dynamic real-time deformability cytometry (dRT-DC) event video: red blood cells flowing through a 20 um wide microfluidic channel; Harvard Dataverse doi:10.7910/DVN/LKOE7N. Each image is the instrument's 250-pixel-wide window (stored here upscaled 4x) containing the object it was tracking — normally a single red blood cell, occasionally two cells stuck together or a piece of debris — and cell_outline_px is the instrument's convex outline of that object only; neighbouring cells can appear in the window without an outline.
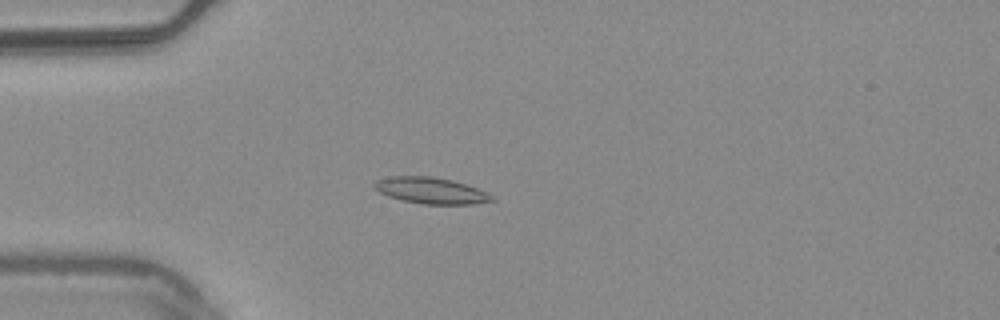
{"species": "common noctule bat (a hibernating species)", "species_latin": "Nyctalus noctula", "temperature_condition": "warm", "stored_images_in_passage": 55, "camera_frame_rate_fps": 3000, "um_per_image_px": 0.085, "animal": {"sex": "male", "body_mass_g": 20.4}, "frame": {"image": 1, "passage_image": 16, "time_ms": 5.0, "image_size_px": [1000, 320], "cell_outline_px": [[496, 200], [472, 204], [420, 204], [400, 200], [388, 196], [380, 192], [372, 184], [376, 180], [388, 176], [432, 176], [452, 180], [476, 188], [492, 196]], "centroid_in_image_um": [36.57, 16.2], "position_along_channel_um": 48.4, "area_um2": 17.92}}
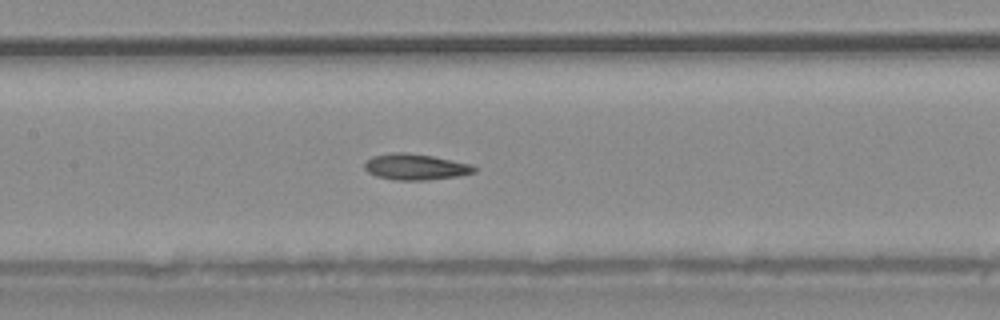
{"frame": {"image": 2, "passage_image": 27, "time_ms": 8.667, "image_size_px": [1000, 320], "cell_outline_px": [[480, 168], [476, 172], [460, 176], [428, 180], [396, 180], [376, 176], [368, 172], [364, 168], [364, 164], [372, 156], [392, 152], [408, 152], [432, 156], [472, 164]], "centroid_in_image_um": [35.37, 14.18], "position_along_channel_um": 172.0, "area_um2": 16.88}}
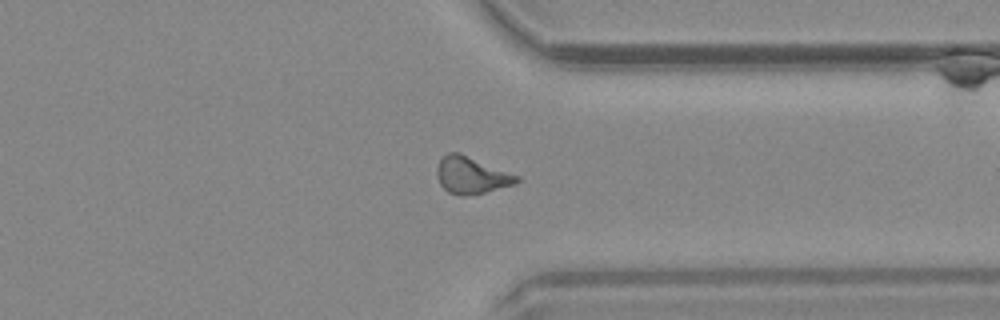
{"frame": {"image": 3, "passage_image": 43, "time_ms": 14.0, "image_size_px": [1000, 320], "cell_outline_px": [[520, 180], [516, 184], [484, 192], [464, 196], [460, 196], [448, 192], [440, 184], [436, 172], [436, 168], [440, 160], [448, 152], [460, 152], [520, 176]], "centroid_in_image_um": [40.07, 14.89], "position_along_channel_um": 371.3, "area_um2": 17.22}, "authors_computed_cell_mechanics": {"area_um2": 16.8776, "velocity_mm_per_s": 3.7571, "shape_relaxation_time_tau1_ms": null, "shape_relaxation_time_tau2_ms": 10.3926, "deformation_change_tau1": null, "deformation_change_tau2": 0.1692}}